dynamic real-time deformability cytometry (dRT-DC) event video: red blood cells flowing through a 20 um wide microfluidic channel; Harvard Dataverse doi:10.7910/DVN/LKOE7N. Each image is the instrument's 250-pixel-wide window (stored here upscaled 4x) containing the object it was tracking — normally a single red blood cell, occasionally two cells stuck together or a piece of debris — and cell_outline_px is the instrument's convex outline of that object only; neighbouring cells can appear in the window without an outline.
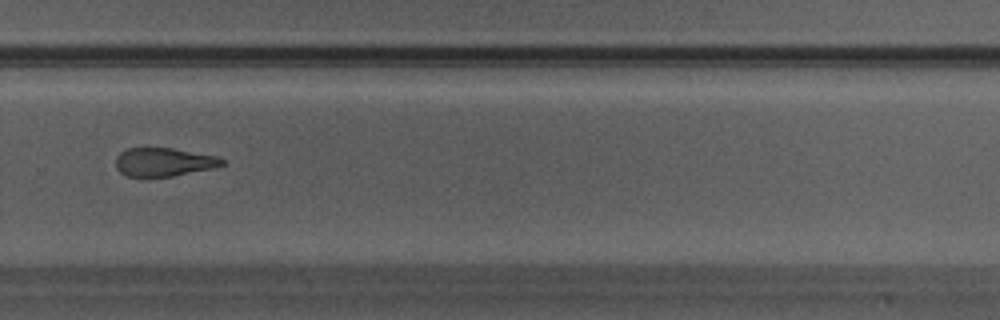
{"species": "Egyptian fruit bat (a non-hibernating species)", "species_latin": "Rousettus aegyptiacus", "temperature_condition": "warm", "stored_images_in_passage": 24, "camera_frame_rate_fps": 3000, "um_per_image_px": 0.085, "animal": {"sex": "male"}, "frame": {"image": 1, "passage_image": 14, "time_ms": 4.333, "image_size_px": [1000, 320], "cell_outline_px": [[224, 164], [212, 168], [172, 176], [140, 180], [128, 176], [120, 172], [116, 168], [116, 156], [120, 152], [128, 148], [172, 148], [220, 156], [224, 160]], "centroid_in_image_um": [13.88, 13.8], "position_along_channel_um": 315.9, "area_um2": 18.21}}